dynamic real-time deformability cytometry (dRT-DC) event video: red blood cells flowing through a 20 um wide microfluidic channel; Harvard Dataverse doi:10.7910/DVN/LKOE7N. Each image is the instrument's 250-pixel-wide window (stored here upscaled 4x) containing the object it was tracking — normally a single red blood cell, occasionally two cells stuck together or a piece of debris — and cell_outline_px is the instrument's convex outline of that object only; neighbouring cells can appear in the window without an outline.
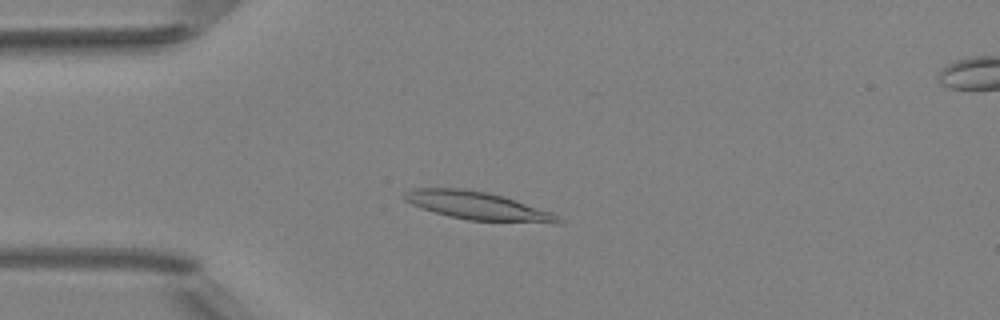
{"species": "Egyptian fruit bat (a non-hibernating species)", "species_latin": "Rousettus aegyptiacus", "temperature_condition": "room temperature", "stored_images_in_passage": 4, "camera_frame_rate_fps": 3000, "um_per_image_px": 0.085, "animal": {"sex": "female"}, "frame": {"image": 1, "passage_image": 3, "time_ms": 2.333, "image_size_px": [1000, 320], "cell_outline_px": [[564, 220], [468, 220], [448, 216], [412, 204], [404, 200], [404, 192], [416, 188], [464, 188], [488, 192], [552, 212]], "centroid_in_image_um": [40.38, 17.43], "position_along_channel_um": 44.6, "area_um2": 23.64}}